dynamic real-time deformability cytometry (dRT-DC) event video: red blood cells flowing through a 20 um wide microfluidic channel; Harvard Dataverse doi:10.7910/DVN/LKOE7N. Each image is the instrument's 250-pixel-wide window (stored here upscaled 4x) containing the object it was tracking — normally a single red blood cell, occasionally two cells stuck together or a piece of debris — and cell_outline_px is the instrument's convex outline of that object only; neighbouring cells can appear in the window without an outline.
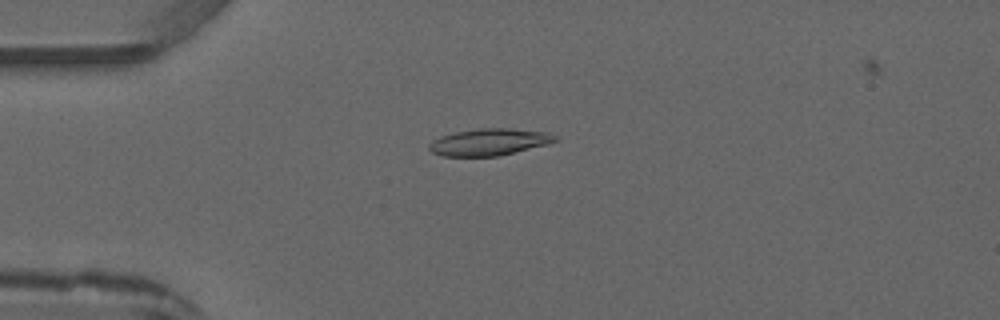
{"species": "common noctule bat (a hibernating species)", "species_latin": "Nyctalus noctula", "temperature_condition": "warm", "stored_images_in_passage": 5, "camera_frame_rate_fps": 3000, "um_per_image_px": 0.085, "animal": {"sex": "male", "forearm_length_mm": 52.5}, "frame": {"image": 1, "passage_image": 4, "time_ms": 3.667, "image_size_px": [1000, 320], "cell_outline_px": [[560, 140], [548, 144], [500, 156], [444, 156], [432, 152], [428, 148], [428, 144], [432, 140], [440, 136], [456, 132], [480, 128], [508, 128], [548, 132], [556, 136]], "centroid_in_image_um": [41.6, 12.07], "position_along_channel_um": 43.4, "area_um2": 19.83}}